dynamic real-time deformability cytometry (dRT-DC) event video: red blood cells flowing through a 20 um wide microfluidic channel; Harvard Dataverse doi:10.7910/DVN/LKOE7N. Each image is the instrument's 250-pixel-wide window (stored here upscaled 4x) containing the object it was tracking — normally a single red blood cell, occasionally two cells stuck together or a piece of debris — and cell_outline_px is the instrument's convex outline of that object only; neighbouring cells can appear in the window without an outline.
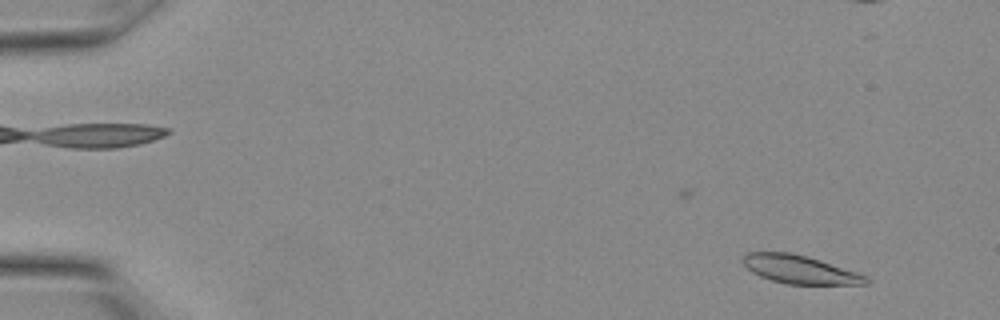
{"species": "Egyptian fruit bat (a non-hibernating species)", "species_latin": "Rousettus aegyptiacus", "temperature_condition": "warm", "stored_images_in_passage": 9, "camera_frame_rate_fps": 3000, "um_per_image_px": 0.085, "animal": {"sex": "female"}, "frame": {"image": 1, "passage_image": 2, "time_ms": 0.333, "image_size_px": [1000, 320], "cell_outline_px": [[872, 280], [868, 284], [784, 284], [760, 276], [752, 272], [740, 260], [740, 256], [748, 252], [792, 252], [808, 256], [868, 276]], "centroid_in_image_um": [67.96, 22.9], "position_along_channel_um": 17.0, "area_um2": 20.46}}